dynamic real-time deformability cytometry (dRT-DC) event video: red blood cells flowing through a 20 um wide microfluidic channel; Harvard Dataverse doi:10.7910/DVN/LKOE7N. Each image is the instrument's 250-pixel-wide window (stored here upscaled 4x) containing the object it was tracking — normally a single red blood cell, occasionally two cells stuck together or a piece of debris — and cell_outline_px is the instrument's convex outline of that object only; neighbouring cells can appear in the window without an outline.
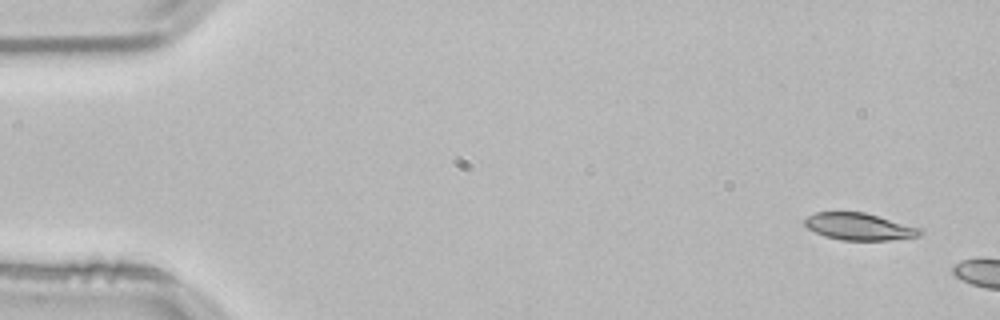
{"species": "common noctule bat (a hibernating species)", "species_latin": "Nyctalus noctula", "temperature_condition": "room temperature", "stored_images_in_passage": 5, "camera_frame_rate_fps": 3000, "um_per_image_px": 0.085, "animal": {"sex": "male", "body_mass_g": 21.5, "forearm_length_mm": 52.0}, "frame": {"image": 1, "passage_image": 1, "time_ms": 0.0, "image_size_px": [1000, 320], "cell_outline_px": [[924, 232], [920, 236], [888, 240], [840, 240], [824, 236], [808, 228], [804, 224], [804, 220], [808, 216], [816, 212], [864, 212], [924, 228]], "centroid_in_image_um": [73.09, 19.26], "position_along_channel_um": 11.9, "area_um2": 18.32}}